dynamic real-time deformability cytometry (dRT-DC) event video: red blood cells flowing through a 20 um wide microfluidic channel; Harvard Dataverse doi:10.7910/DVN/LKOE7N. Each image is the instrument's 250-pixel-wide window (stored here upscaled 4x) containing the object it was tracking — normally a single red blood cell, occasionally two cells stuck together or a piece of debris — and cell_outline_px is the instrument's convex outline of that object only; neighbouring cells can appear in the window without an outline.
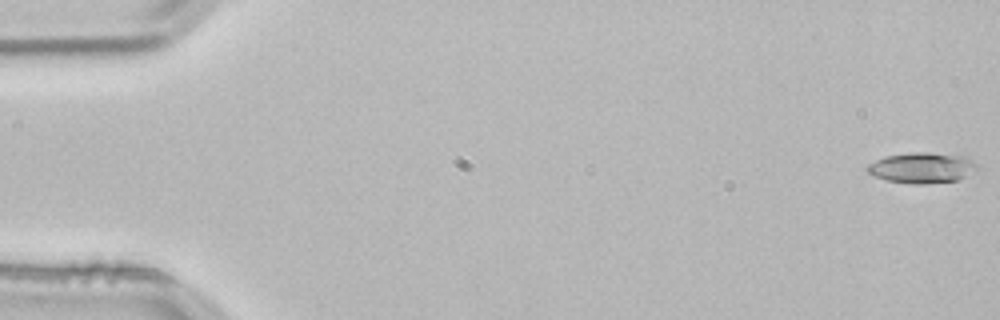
{"species": "common noctule bat (a hibernating species)", "species_latin": "Nyctalus noctula", "temperature_condition": "room temperature", "stored_images_in_passage": 54, "camera_frame_rate_fps": 3000, "um_per_image_px": 0.085, "animal": {"sex": "male", "body_mass_g": 21.5, "forearm_length_mm": 52.0}, "frame": {"image": 1, "passage_image": 1, "time_ms": 0.0, "image_size_px": [1000, 320], "cell_outline_px": [[980, 168], [956, 180], [924, 184], [912, 184], [888, 180], [872, 176], [864, 168], [868, 164], [884, 156], [912, 152], [928, 152], [964, 156], [972, 160]], "centroid_in_image_um": [78.33, 14.25], "position_along_channel_um": 6.7, "area_um2": 19.59}}
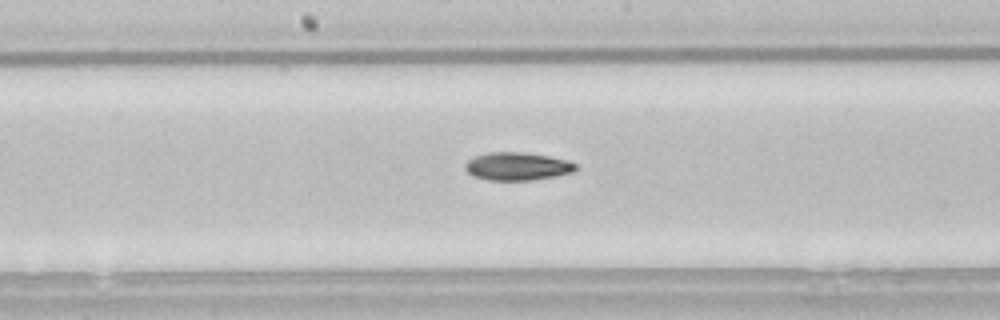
{"frame": {"image": 2, "passage_image": 28, "time_ms": 9.0, "image_size_px": [1000, 320], "cell_outline_px": [[576, 168], [572, 172], [556, 176], [532, 180], [488, 180], [472, 176], [464, 168], [464, 164], [468, 160], [476, 156], [488, 152], [524, 152], [548, 156], [568, 160], [576, 164]], "centroid_in_image_um": [43.95, 14.14], "position_along_channel_um": 204.3, "area_um2": 18.03}}
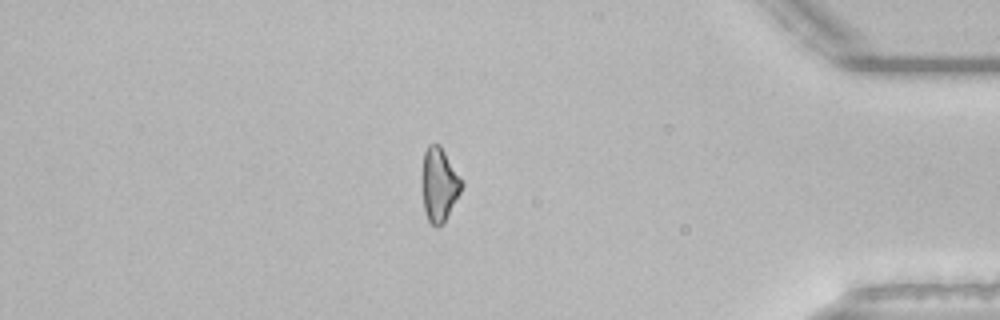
{"frame": {"image": 3, "passage_image": 46, "time_ms": 15.0, "image_size_px": [1000, 320], "cell_outline_px": [[464, 184], [460, 192], [444, 220], [440, 224], [432, 224], [428, 220], [424, 212], [420, 180], [424, 152], [428, 144], [440, 144]], "centroid_in_image_um": [37.28, 15.63], "position_along_channel_um": 397.9, "area_um2": 16.94}, "authors_computed_cell_mechanics": {"area_um2": 17.8891, "velocity_mm_per_s": 3.8327, "shape_relaxation_time_tau1_ms": 6.5786, "shape_relaxation_time_tau2_ms": null, "deformation_change_tau1": 0.1616, "deformation_change_tau2": null}}